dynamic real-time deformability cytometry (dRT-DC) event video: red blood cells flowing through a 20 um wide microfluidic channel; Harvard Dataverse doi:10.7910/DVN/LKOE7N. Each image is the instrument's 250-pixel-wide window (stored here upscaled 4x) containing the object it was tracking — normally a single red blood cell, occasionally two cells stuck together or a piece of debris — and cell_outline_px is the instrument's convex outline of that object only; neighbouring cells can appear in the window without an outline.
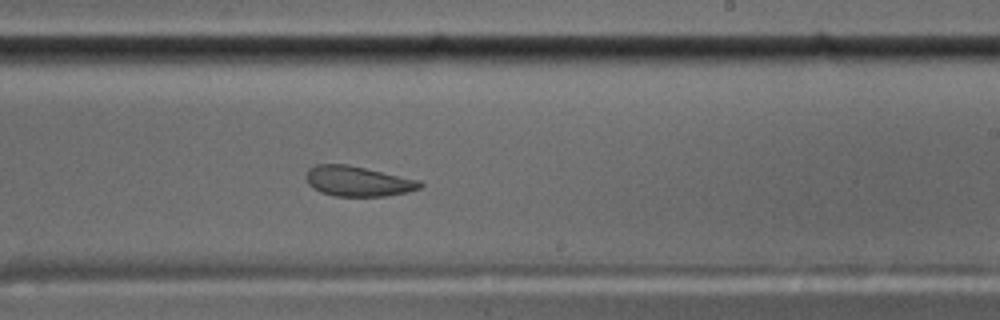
{"species": "common noctule bat (a hibernating species)", "species_latin": "Nyctalus noctula", "temperature_condition": "cold", "stored_images_in_passage": 55, "camera_frame_rate_fps": 3000, "um_per_image_px": 0.085, "animal": {"sex": "male", "body_mass_g": 17.5, "forearm_length_mm": 52.3}, "frame": {"image": 1, "passage_image": 33, "time_ms": 10.667, "image_size_px": [1000, 320], "cell_outline_px": [[424, 184], [420, 188], [408, 192], [388, 196], [336, 196], [320, 192], [312, 188], [308, 184], [304, 176], [308, 168], [316, 164], [348, 164], [420, 180]], "centroid_in_image_um": [30.4, 15.4], "position_along_channel_um": 258.6, "area_um2": 20.29}}
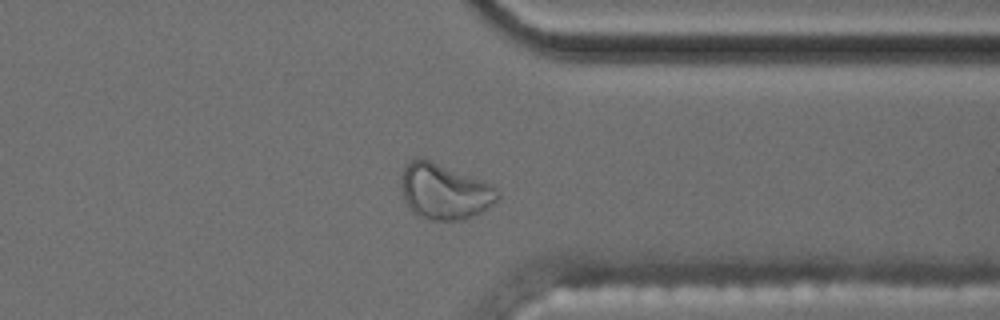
{"frame": {"image": 2, "passage_image": 43, "time_ms": 14.0, "image_size_px": [1000, 320], "cell_outline_px": [[500, 196], [488, 208], [464, 220], [432, 220], [420, 216], [412, 212], [404, 200], [400, 184], [400, 172], [408, 160], [420, 156], [432, 160], [488, 184], [496, 188], [500, 192]], "centroid_in_image_um": [37.7, 16.26], "position_along_channel_um": 373.7, "area_um2": 31.39}, "authors_computed_cell_mechanics": {"area_um2": 20.9814, "velocity_mm_per_s": 3.5102, "shape_relaxation_time_tau1_ms": null, "shape_relaxation_time_tau2_ms": 2.581, "deformation_change_tau1": null, "deformation_change_tau2": 0.0671}}